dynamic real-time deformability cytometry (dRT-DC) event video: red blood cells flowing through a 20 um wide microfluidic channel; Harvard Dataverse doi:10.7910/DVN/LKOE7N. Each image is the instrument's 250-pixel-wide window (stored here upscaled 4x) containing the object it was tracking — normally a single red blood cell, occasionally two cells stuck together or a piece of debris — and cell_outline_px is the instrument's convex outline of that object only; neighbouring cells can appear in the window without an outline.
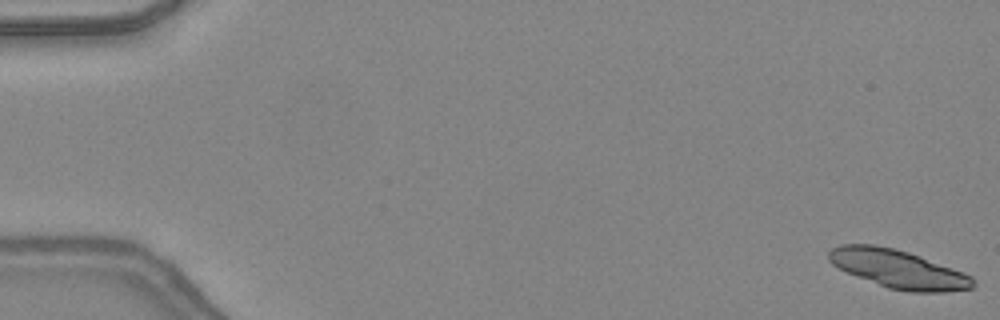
{"species": "common noctule bat (a hibernating species)", "species_latin": "Nyctalus noctula", "temperature_condition": "warm", "stored_images_in_passage": 13, "camera_frame_rate_fps": 3000, "um_per_image_px": 0.085, "animal": {"sex": "female", "body_mass_g": 24.6, "forearm_length_mm": 56.2}, "frame": {"image": 1, "passage_image": 1, "time_ms": 0.0, "image_size_px": [1000, 320], "cell_outline_px": [[976, 284], [972, 288], [944, 292], [908, 292], [888, 288], [848, 272], [832, 264], [828, 260], [828, 252], [832, 248], [840, 244], [872, 244], [892, 248], [908, 252], [952, 268], [972, 276]], "centroid_in_image_um": [76.35, 22.87], "position_along_channel_um": 8.7, "area_um2": 31.91}}